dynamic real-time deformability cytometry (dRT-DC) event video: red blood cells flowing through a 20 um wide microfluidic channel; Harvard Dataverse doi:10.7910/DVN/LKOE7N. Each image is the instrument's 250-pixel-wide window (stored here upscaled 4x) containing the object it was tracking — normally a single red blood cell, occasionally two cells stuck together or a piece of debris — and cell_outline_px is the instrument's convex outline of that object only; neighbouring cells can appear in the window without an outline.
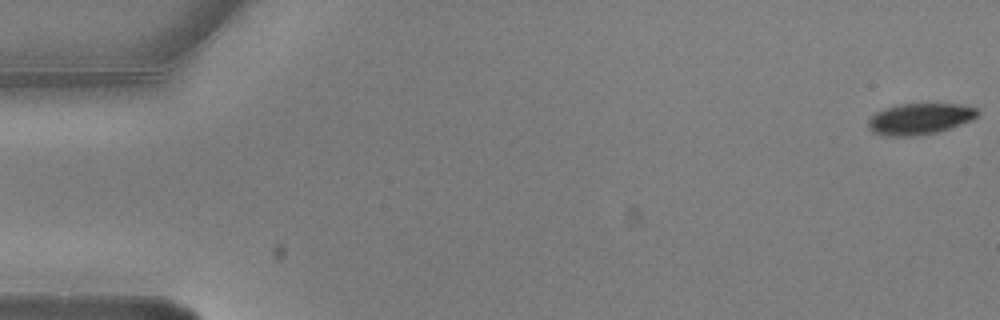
{"species": "common noctule bat (a hibernating species)", "species_latin": "Nyctalus noctula", "temperature_condition": "warm", "stored_images_in_passage": 6, "camera_frame_rate_fps": 3000, "um_per_image_px": 0.085, "animal": {"sex": "male", "body_mass_g": 20.5, "forearm_length_mm": 52.5}, "frame": {"image": 1, "passage_image": 1, "time_ms": 0.0, "image_size_px": [1000, 320], "cell_outline_px": [[980, 112], [972, 120], [952, 128], [936, 132], [912, 136], [888, 136], [872, 132], [868, 128], [868, 120], [876, 112], [884, 108], [900, 104], [960, 104], [976, 108]], "centroid_in_image_um": [78.18, 10.1], "position_along_channel_um": 6.8, "area_um2": 19.88}}
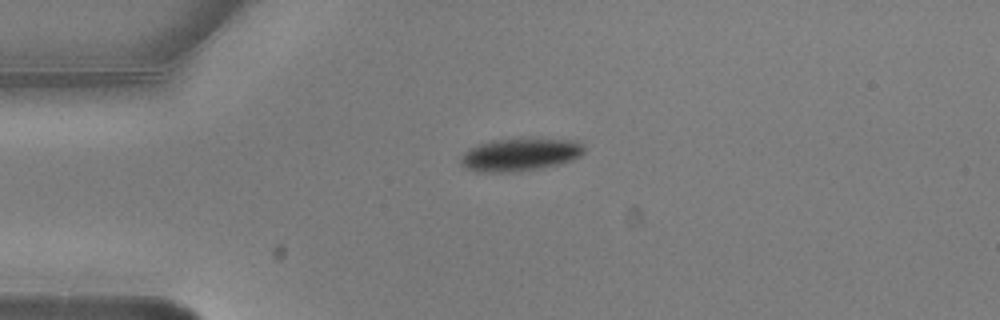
{"frame": {"image": 2, "passage_image": 4, "time_ms": 1.0, "image_size_px": [1000, 320], "cell_outline_px": [[584, 152], [580, 156], [572, 160], [560, 164], [544, 168], [508, 172], [476, 172], [464, 168], [460, 164], [460, 156], [468, 148], [476, 144], [492, 140], [580, 140], [584, 148]], "centroid_in_image_um": [44.15, 13.17], "position_along_channel_um": 40.8, "area_um2": 23.52}}
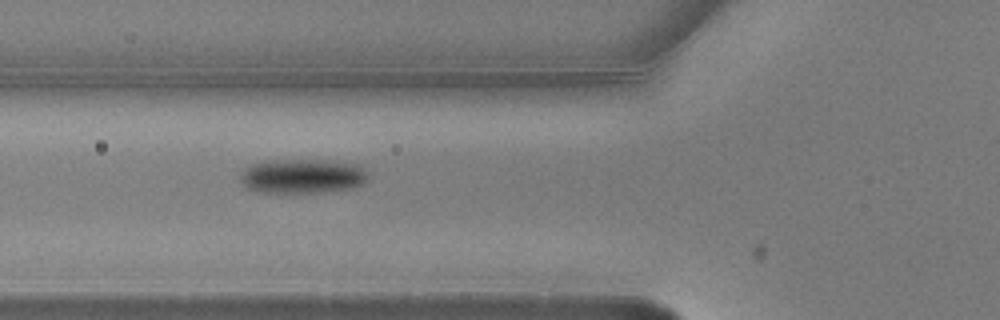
{"frame": {"image": 3, "passage_image": 6, "time_ms": 1.667, "image_size_px": [1000, 320], "cell_outline_px": [[368, 180], [360, 184], [348, 188], [312, 192], [264, 192], [248, 188], [240, 180], [240, 172], [244, 168], [252, 164], [272, 160], [324, 160], [360, 164], [364, 168], [368, 176]], "centroid_in_image_um": [25.7, 14.95], "position_along_channel_um": 100.1, "area_um2": 25.32}}